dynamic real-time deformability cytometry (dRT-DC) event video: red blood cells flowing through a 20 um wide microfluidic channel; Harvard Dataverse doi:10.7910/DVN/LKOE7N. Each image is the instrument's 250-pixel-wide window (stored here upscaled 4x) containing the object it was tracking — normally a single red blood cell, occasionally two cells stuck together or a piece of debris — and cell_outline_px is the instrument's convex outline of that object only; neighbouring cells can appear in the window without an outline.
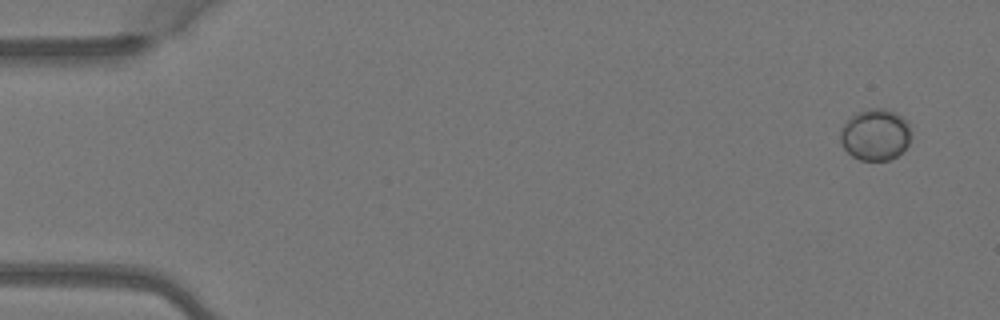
{"species": "Egyptian fruit bat (a non-hibernating species)", "species_latin": "Rousettus aegyptiacus", "temperature_condition": "warm", "stored_images_in_passage": 4, "camera_frame_rate_fps": 3000, "um_per_image_px": 0.085, "animal": {"sex": "female"}, "frame": {"image": 1, "passage_image": 1, "time_ms": 0.0, "image_size_px": [1000, 320], "cell_outline_px": [[912, 132], [908, 144], [896, 156], [888, 160], [860, 160], [852, 156], [844, 148], [840, 140], [840, 128], [856, 112], [868, 108], [884, 108], [896, 112], [908, 124]], "centroid_in_image_um": [74.39, 11.43], "position_along_channel_um": 10.6, "area_um2": 21.21}}
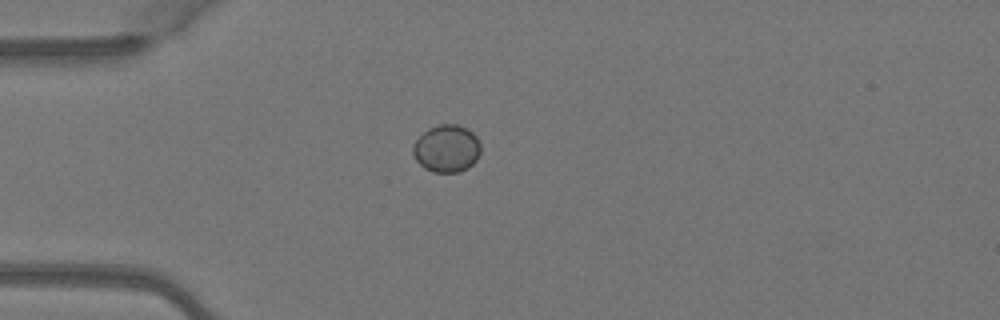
{"frame": {"image": 2, "passage_image": 4, "time_ms": 1.0, "image_size_px": [1000, 320], "cell_outline_px": [[480, 152], [476, 160], [468, 168], [460, 172], [432, 172], [424, 168], [416, 160], [412, 152], [412, 148], [416, 140], [428, 128], [440, 124], [456, 124], [468, 128], [476, 136], [480, 144]], "centroid_in_image_um": [37.97, 12.63], "position_along_channel_um": 47.0, "area_um2": 18.79}}